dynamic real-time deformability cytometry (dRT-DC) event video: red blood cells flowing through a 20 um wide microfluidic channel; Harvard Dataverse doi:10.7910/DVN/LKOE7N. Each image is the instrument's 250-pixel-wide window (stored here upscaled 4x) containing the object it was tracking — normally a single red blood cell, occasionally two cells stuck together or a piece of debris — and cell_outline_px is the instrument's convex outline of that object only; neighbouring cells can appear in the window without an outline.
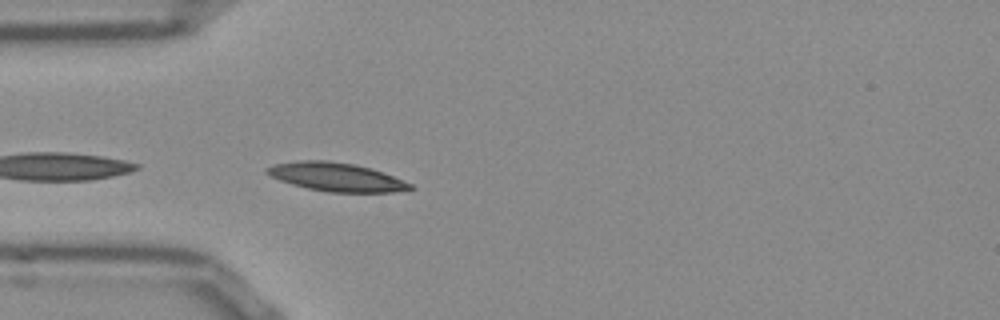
{"species": "Egyptian fruit bat (a non-hibernating species)", "species_latin": "Rousettus aegyptiacus", "temperature_condition": "room temperature", "stored_images_in_passage": 12, "camera_frame_rate_fps": 3000, "um_per_image_px": 0.085, "frame": {"image": 1, "passage_image": 1, "time_ms": 0.0, "image_size_px": [1000, 320], "cell_outline_px": [[416, 188], [396, 192], [328, 192], [308, 188], [292, 184], [280, 180], [264, 172], [264, 168], [272, 164], [300, 160], [328, 160], [356, 164], [372, 168], [384, 172], [412, 184]], "centroid_in_image_um": [28.59, 15.03], "position_along_channel_um": 56.4, "area_um2": 24.04}}